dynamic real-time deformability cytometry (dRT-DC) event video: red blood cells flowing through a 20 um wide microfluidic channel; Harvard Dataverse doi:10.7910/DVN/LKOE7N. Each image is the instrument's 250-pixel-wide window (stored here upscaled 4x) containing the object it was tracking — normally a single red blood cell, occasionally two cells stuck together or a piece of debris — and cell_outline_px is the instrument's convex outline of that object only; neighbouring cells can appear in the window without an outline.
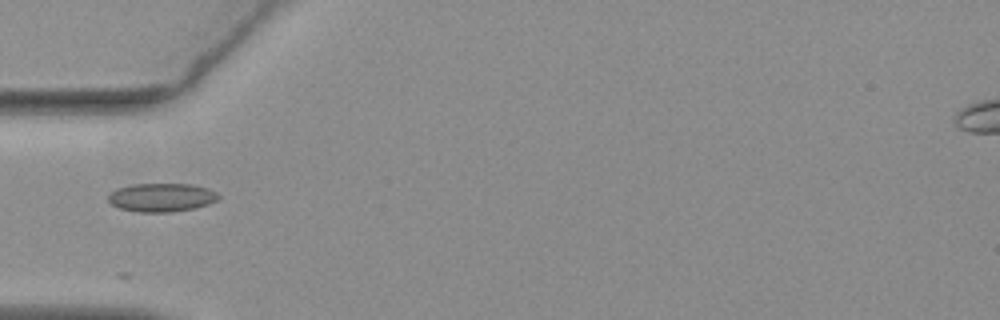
{"species": "common noctule bat (a hibernating species)", "species_latin": "Nyctalus noctula", "temperature_condition": "warm", "stored_images_in_passage": 9, "camera_frame_rate_fps": 3000, "um_per_image_px": 0.085, "animal": {"sex": "female", "body_mass_g": 19.3, "forearm_length_mm": 54.1}, "frame": {"image": 1, "passage_image": 1, "time_ms": 0.0, "image_size_px": [1000, 320], "cell_outline_px": [[220, 196], [216, 200], [208, 204], [192, 208], [172, 212], [136, 212], [120, 208], [112, 204], [108, 200], [108, 192], [116, 188], [132, 184], [192, 184], [208, 188], [216, 192]], "centroid_in_image_um": [13.69, 16.77], "position_along_channel_um": 71.3, "area_um2": 18.38}}
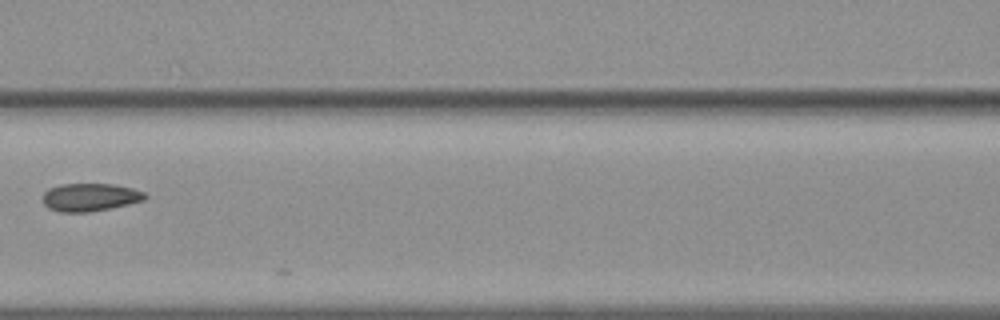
{"frame": {"image": 2, "passage_image": 8, "time_ms": 2.333, "image_size_px": [1000, 320], "cell_outline_px": [[148, 196], [144, 200], [128, 204], [88, 212], [60, 212], [48, 208], [44, 204], [44, 192], [48, 188], [60, 184], [112, 184], [132, 188], [144, 192]], "centroid_in_image_um": [7.64, 16.76], "position_along_channel_um": 159.0, "area_um2": 16.53}}